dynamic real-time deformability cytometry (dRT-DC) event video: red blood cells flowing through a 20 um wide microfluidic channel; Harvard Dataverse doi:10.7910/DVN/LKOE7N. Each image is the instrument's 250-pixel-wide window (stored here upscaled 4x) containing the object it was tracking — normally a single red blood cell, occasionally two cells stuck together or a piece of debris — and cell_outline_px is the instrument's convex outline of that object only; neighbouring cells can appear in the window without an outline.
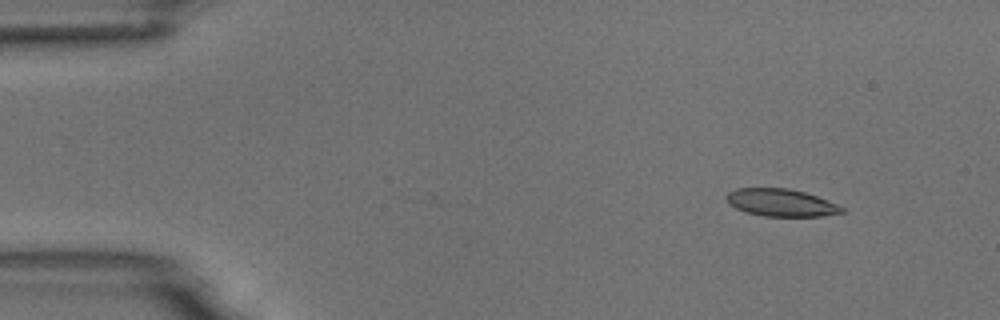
{"species": "common noctule bat (a hibernating species)", "species_latin": "Nyctalus noctula", "temperature_condition": "room temperature", "stored_images_in_passage": 5, "camera_frame_rate_fps": 3000, "um_per_image_px": 0.085, "animal": {"sex": "male", "body_mass_g": 18.8}, "frame": {"image": 1, "passage_image": 2, "time_ms": 1.333, "image_size_px": [1000, 320], "cell_outline_px": [[844, 212], [820, 216], [764, 216], [744, 212], [728, 204], [724, 196], [728, 192], [736, 188], [788, 188], [804, 192], [816, 196], [836, 204], [844, 208]], "centroid_in_image_um": [66.32, 17.22], "position_along_channel_um": 18.7, "area_um2": 18.44}}
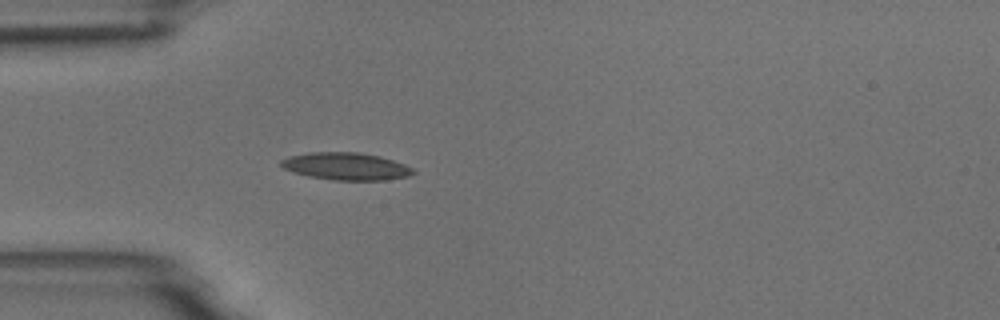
{"frame": {"image": 2, "passage_image": 5, "time_ms": 4.667, "image_size_px": [1000, 320], "cell_outline_px": [[416, 172], [408, 176], [384, 180], [332, 180], [308, 176], [292, 172], [284, 168], [280, 164], [280, 160], [288, 156], [308, 152], [360, 152], [380, 156], [404, 164], [412, 168]], "centroid_in_image_um": [29.38, 14.13], "position_along_channel_um": 55.6, "area_um2": 21.15}}